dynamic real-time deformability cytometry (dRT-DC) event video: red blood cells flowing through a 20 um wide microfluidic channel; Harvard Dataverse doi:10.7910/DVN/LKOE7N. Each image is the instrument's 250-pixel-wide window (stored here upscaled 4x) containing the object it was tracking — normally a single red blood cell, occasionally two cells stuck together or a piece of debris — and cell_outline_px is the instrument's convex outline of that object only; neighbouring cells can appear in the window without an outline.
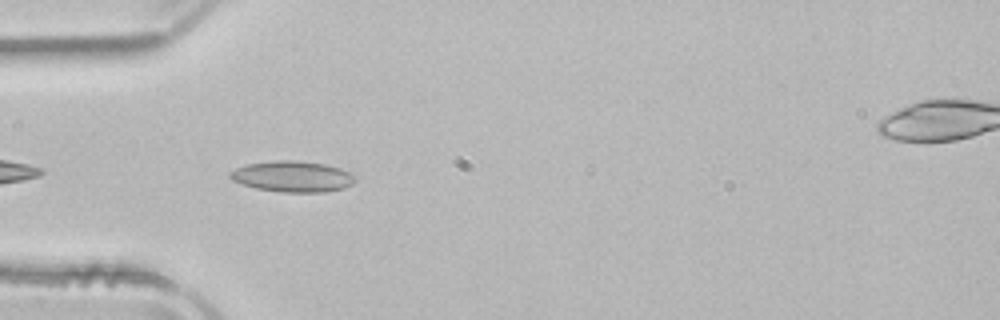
{"species": "common noctule bat (a hibernating species)", "species_latin": "Nyctalus noctula", "temperature_condition": "room temperature", "stored_images_in_passage": 4, "camera_frame_rate_fps": 3000, "um_per_image_px": 0.085, "animal": {"sex": "male", "body_mass_g": 21.5, "forearm_length_mm": 52.0}, "frame": {"image": 1, "passage_image": 3, "time_ms": 0.667, "image_size_px": [1000, 320], "cell_outline_px": [[356, 180], [352, 184], [344, 188], [324, 192], [280, 192], [256, 188], [232, 180], [228, 176], [228, 172], [236, 168], [248, 164], [272, 160], [296, 160], [324, 164], [340, 168], [348, 172]], "centroid_in_image_um": [24.83, 15.0], "position_along_channel_um": 60.2, "area_um2": 22.48}}
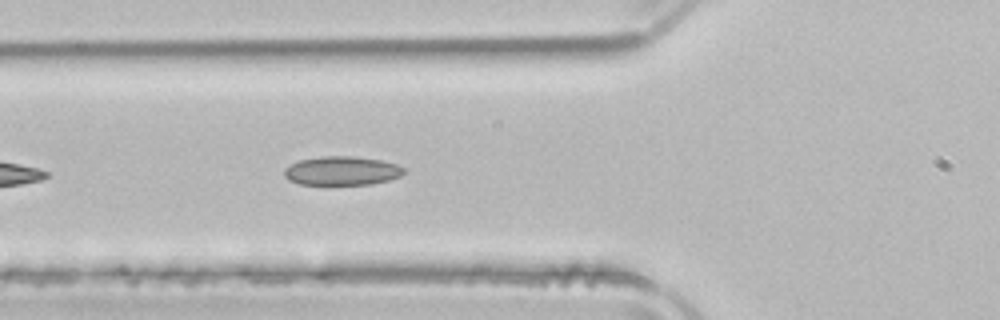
{"frame": {"image": 2, "passage_image": 4, "time_ms": 1.0, "image_size_px": [1000, 320], "cell_outline_px": [[404, 172], [400, 176], [388, 180], [368, 184], [300, 184], [288, 180], [284, 176], [284, 168], [300, 160], [320, 156], [352, 156], [380, 160], [396, 164], [404, 168]], "centroid_in_image_um": [29.03, 14.51], "position_along_channel_um": 96.8, "area_um2": 19.94}}